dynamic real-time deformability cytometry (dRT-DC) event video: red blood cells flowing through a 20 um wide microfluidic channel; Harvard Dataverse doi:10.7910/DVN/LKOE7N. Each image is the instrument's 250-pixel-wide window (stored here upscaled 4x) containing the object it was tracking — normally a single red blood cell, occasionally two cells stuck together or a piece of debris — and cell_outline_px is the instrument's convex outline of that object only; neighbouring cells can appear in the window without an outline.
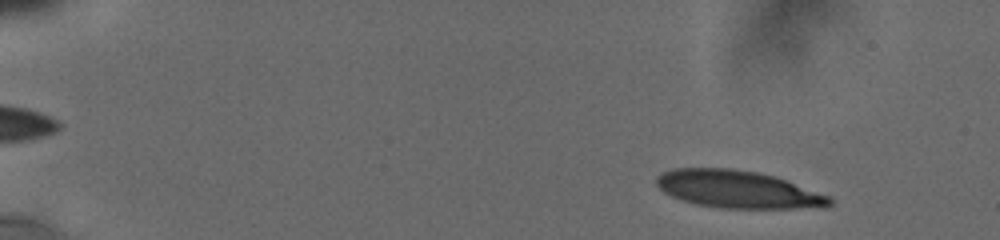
{"species": "human", "species_latin": "Homo sapiens", "temperature_condition": "cold", "stored_images_in_passage": 20, "camera_frame_rate_fps": 3000, "um_per_image_px": 0.085, "donor": {"sex": "male"}, "frame": {"image": 1, "passage_image": 4, "time_ms": 1.667, "image_size_px": [1000, 240], "cell_outline_px": [[832, 204], [792, 208], [720, 208], [696, 204], [672, 196], [664, 192], [656, 184], [656, 176], [672, 168], [732, 168], [756, 172], [776, 176], [832, 196]], "centroid_in_image_um": [62.69, 16.07], "position_along_channel_um": 22.3, "area_um2": 37.63}}
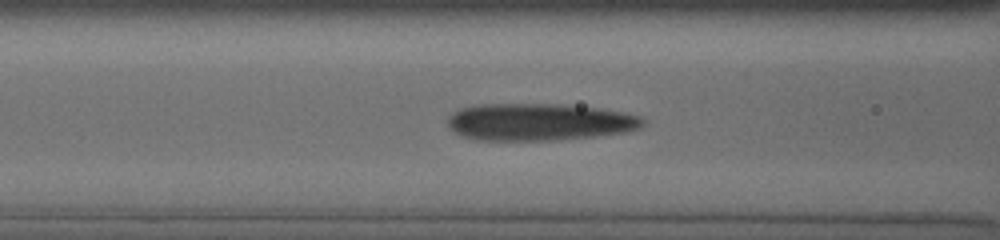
{"frame": {"image": 2, "passage_image": 14, "time_ms": 7.667, "image_size_px": [1000, 240], "cell_outline_px": [[644, 124], [640, 128], [628, 132], [596, 136], [552, 140], [472, 140], [460, 136], [452, 132], [448, 124], [448, 116], [452, 112], [460, 108], [480, 104], [560, 104], [600, 108], [624, 112], [640, 116], [644, 120]], "centroid_in_image_um": [45.81, 10.37], "position_along_channel_um": 120.8, "area_um2": 42.71}}
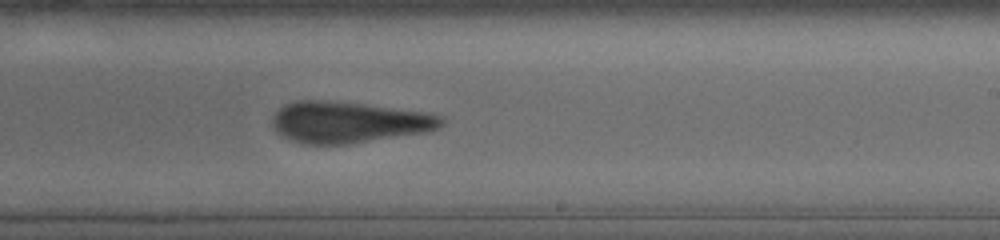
{"frame": {"image": 3, "passage_image": 20, "time_ms": 11.333, "image_size_px": [1000, 240], "cell_outline_px": [[444, 124], [440, 128], [428, 132], [348, 144], [304, 144], [288, 140], [280, 136], [272, 128], [272, 116], [284, 104], [296, 100], [324, 100], [364, 104], [424, 112], [440, 116], [444, 120]], "centroid_in_image_um": [29.58, 10.4], "position_along_channel_um": 259.4, "area_um2": 40.98}}